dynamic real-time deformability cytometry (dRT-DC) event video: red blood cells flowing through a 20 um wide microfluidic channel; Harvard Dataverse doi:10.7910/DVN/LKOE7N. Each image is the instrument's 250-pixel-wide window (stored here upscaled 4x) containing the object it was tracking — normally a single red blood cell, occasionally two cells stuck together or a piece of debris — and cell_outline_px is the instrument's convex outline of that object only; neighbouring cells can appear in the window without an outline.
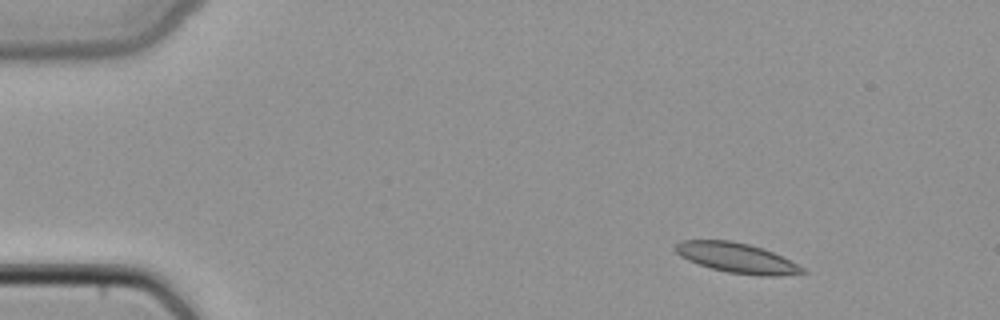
{"species": "common noctule bat (a hibernating species)", "species_latin": "Nyctalus noctula", "temperature_condition": "cold", "stored_images_in_passage": 43, "camera_frame_rate_fps": 3000, "um_per_image_px": 0.085, "animal": {"sex": "female", "body_mass_g": 22.7, "forearm_length_mm": 54.2}, "frame": {"image": 1, "passage_image": 1, "time_ms": 0.0, "image_size_px": [1000, 320], "cell_outline_px": [[808, 272], [780, 276], [760, 276], [728, 272], [712, 268], [688, 260], [680, 256], [672, 248], [680, 240], [732, 240], [764, 248], [804, 268]], "centroid_in_image_um": [62.6, 21.91], "position_along_channel_um": 22.4, "area_um2": 22.08}}
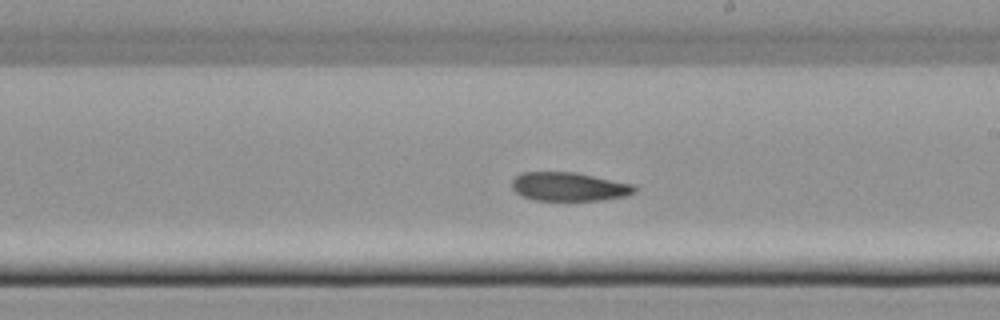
{"frame": {"image": 2, "passage_image": 23, "time_ms": 7.333, "image_size_px": [1000, 320], "cell_outline_px": [[636, 192], [624, 196], [600, 200], [536, 200], [524, 196], [516, 192], [512, 188], [512, 180], [520, 172], [576, 172], [636, 184]], "centroid_in_image_um": [48.4, 15.85], "position_along_channel_um": 240.6, "area_um2": 20.58}}
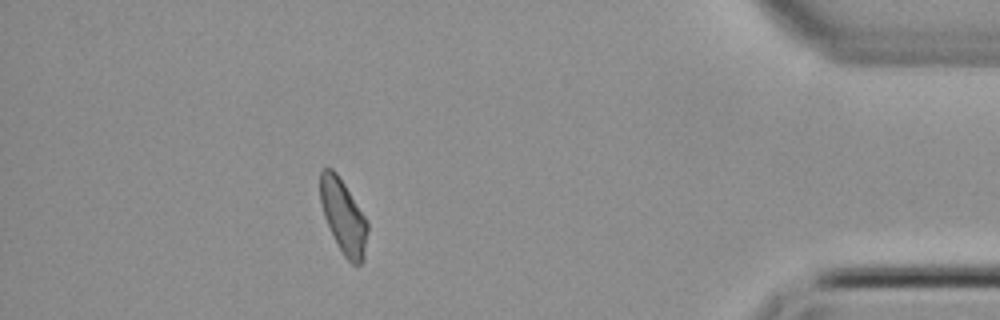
{"frame": {"image": 3, "passage_image": 38, "time_ms": 12.333, "image_size_px": [1000, 320], "cell_outline_px": [[368, 232], [364, 260], [360, 264], [352, 264], [344, 256], [324, 216], [320, 204], [320, 172], [324, 168], [332, 168], [336, 172], [368, 220]], "centroid_in_image_um": [29.2, 18.4], "position_along_channel_um": 406.0, "area_um2": 20.29}}